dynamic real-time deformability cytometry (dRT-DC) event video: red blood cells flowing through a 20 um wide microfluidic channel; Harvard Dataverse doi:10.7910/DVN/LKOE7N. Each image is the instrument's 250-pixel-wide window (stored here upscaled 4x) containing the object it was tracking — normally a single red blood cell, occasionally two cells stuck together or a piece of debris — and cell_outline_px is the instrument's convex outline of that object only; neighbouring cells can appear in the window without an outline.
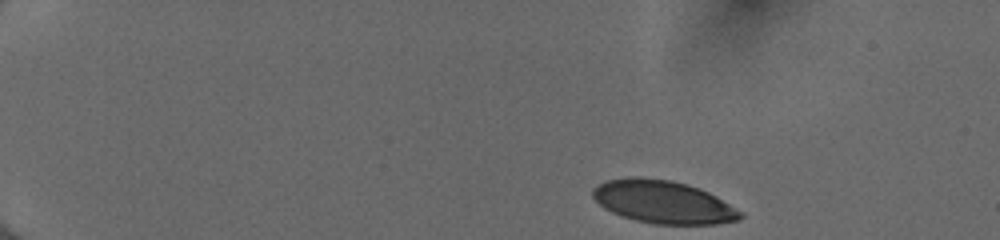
{"species": "human", "species_latin": "Homo sapiens", "temperature_condition": "cold", "stored_images_in_passage": 45, "camera_frame_rate_fps": 3000, "um_per_image_px": 0.085, "donor": {"sex": "female"}, "frame": {"image": 1, "passage_image": 1, "time_ms": 0.0, "image_size_px": [1000, 240], "cell_outline_px": [[744, 216], [740, 220], [716, 224], [652, 224], [636, 220], [612, 212], [604, 208], [592, 196], [592, 188], [604, 180], [628, 176], [632, 176], [672, 180], [688, 184], [700, 188], [716, 196], [744, 212]], "centroid_in_image_um": [56.38, 17.15], "position_along_channel_um": 28.6, "area_um2": 37.17}}
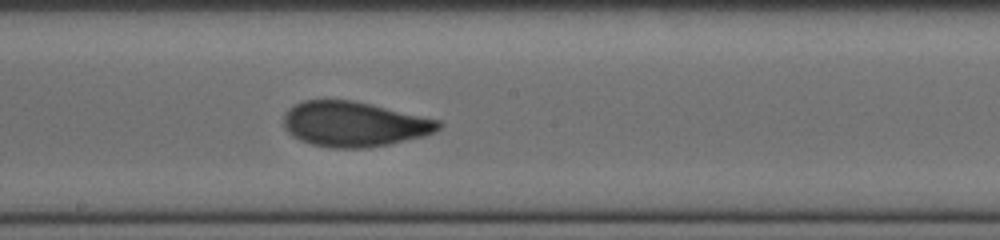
{"frame": {"image": 2, "passage_image": 24, "time_ms": 7.667, "image_size_px": [1000, 240], "cell_outline_px": [[444, 124], [440, 128], [424, 136], [388, 144], [368, 148], [328, 148], [312, 144], [300, 140], [292, 136], [284, 128], [284, 116], [288, 108], [304, 100], [352, 100], [372, 104], [440, 120]], "centroid_in_image_um": [30.09, 10.55], "position_along_channel_um": 218.1, "area_um2": 40.75}}
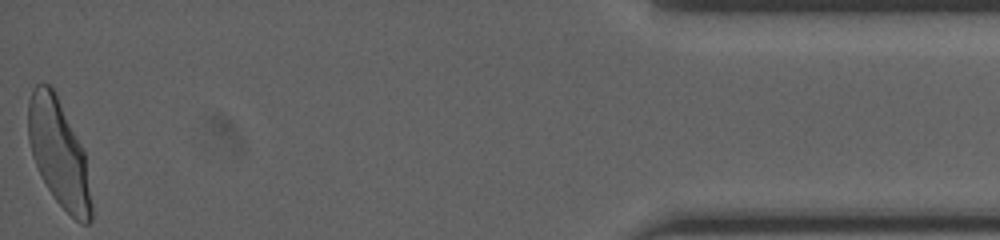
{"frame": {"image": 3, "passage_image": 45, "time_ms": 14.667, "image_size_px": [1000, 240], "cell_outline_px": [[92, 220], [88, 224], [80, 224], [56, 200], [40, 176], [32, 156], [28, 140], [28, 100], [32, 88], [36, 84], [48, 84], [56, 92], [84, 152], [92, 204]], "centroid_in_image_um": [4.98, 13.01], "position_along_channel_um": 430.2, "area_um2": 39.19}, "authors_computed_cell_mechanics": {"area_um2": 39.593, "velocity_mm_per_s": 4.0028, "shape_relaxation_time_tau1_ms": 5.6105, "shape_relaxation_time_tau2_ms": 0.7093, "deformation_change_tau1": 0.2007, "deformation_change_tau2": 0.0595}}